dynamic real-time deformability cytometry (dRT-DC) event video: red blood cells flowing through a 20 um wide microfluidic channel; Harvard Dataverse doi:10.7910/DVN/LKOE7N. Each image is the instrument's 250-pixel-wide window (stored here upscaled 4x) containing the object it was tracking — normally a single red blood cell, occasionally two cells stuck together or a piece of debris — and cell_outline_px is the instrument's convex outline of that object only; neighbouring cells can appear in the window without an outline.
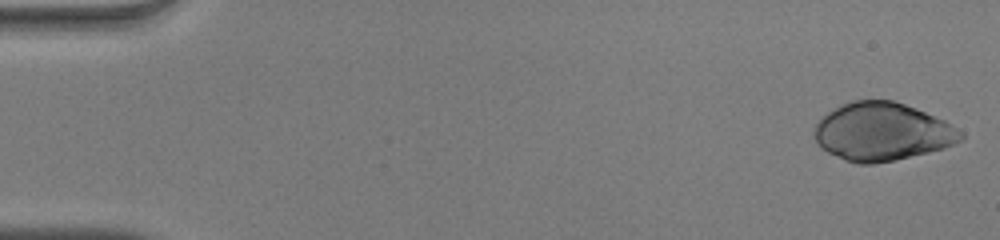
{"species": "human", "species_latin": "Homo sapiens", "temperature_condition": "warm", "stored_images_in_passage": 51, "camera_frame_rate_fps": 3000, "um_per_image_px": 0.085, "donor": {"sex": "male"}, "frame": {"image": 1, "passage_image": 1, "time_ms": 0.0, "image_size_px": [1000, 240], "cell_outline_px": [[964, 140], [944, 148], [896, 160], [872, 164], [856, 164], [844, 160], [828, 152], [816, 140], [812, 132], [816, 124], [828, 112], [852, 100], [892, 100], [916, 108], [944, 120], [964, 132]], "centroid_in_image_um": [75.01, 11.21], "position_along_channel_um": 10.0, "area_um2": 49.42}}
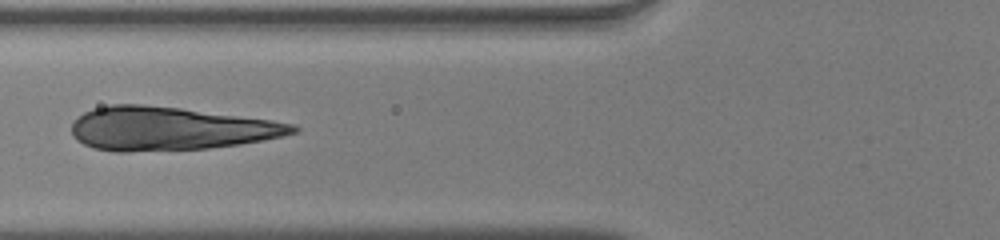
{"frame": {"image": 2, "passage_image": 20, "time_ms": 6.333, "image_size_px": [1000, 240], "cell_outline_px": [[300, 132], [284, 136], [264, 140], [240, 144], [208, 148], [128, 152], [116, 152], [92, 148], [76, 140], [72, 136], [72, 124], [84, 112], [96, 108], [112, 104], [144, 104], [180, 108], [272, 120], [296, 124], [300, 128]], "centroid_in_image_um": [14.46, 10.94], "position_along_channel_um": 111.3, "area_um2": 56.12}}
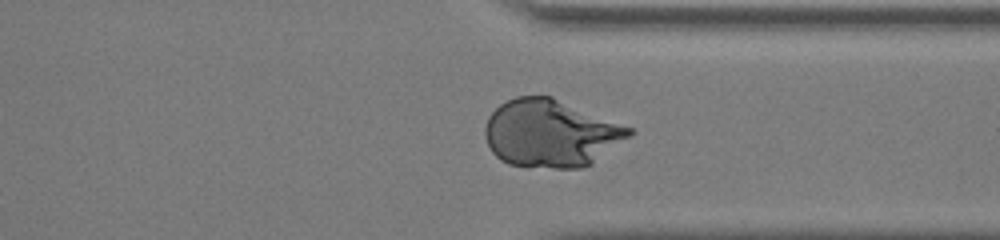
{"frame": {"image": 3, "passage_image": 39, "time_ms": 12.667, "image_size_px": [1000, 240], "cell_outline_px": [[636, 132], [632, 136], [592, 164], [584, 168], [552, 168], [508, 164], [500, 160], [492, 152], [484, 136], [484, 128], [488, 116], [500, 104], [516, 96], [552, 96], [632, 128]], "centroid_in_image_um": [46.83, 11.34], "position_along_channel_um": 364.6, "area_um2": 57.05}}